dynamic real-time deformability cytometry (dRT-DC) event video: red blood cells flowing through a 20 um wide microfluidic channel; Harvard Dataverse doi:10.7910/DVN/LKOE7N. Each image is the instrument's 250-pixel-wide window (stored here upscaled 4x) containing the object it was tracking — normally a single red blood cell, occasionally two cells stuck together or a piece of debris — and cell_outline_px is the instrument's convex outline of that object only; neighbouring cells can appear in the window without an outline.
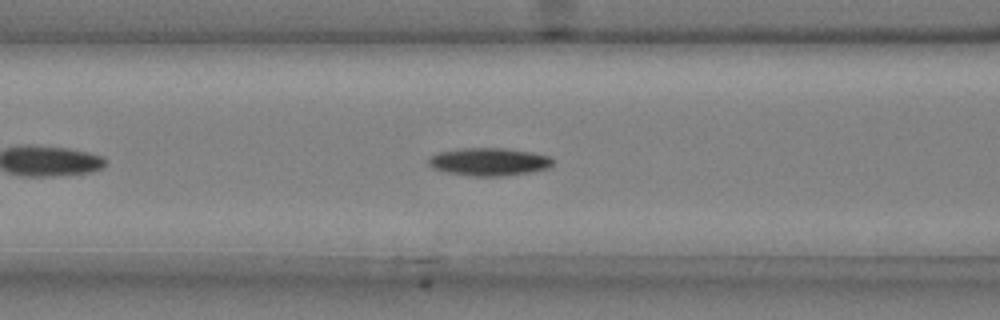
{"species": "common noctule bat (a hibernating species)", "species_latin": "Nyctalus noctula", "temperature_condition": "cold", "stored_images_in_passage": 34, "camera_frame_rate_fps": 3000, "um_per_image_px": 0.085, "animal": {"sex": "male", "body_mass_g": 20.4}, "frame": {"image": 1, "passage_image": 11, "time_ms": 3.333, "image_size_px": [1000, 320], "cell_outline_px": [[552, 164], [548, 168], [528, 172], [500, 176], [468, 176], [448, 172], [432, 168], [428, 164], [428, 160], [432, 156], [440, 152], [460, 148], [504, 148], [532, 152], [552, 156]], "centroid_in_image_um": [41.57, 13.74], "position_along_channel_um": 125.0, "area_um2": 20.06}}
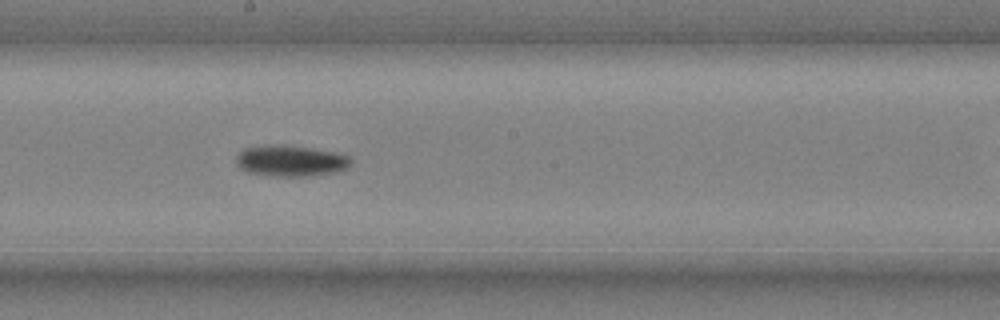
{"frame": {"image": 2, "passage_image": 19, "time_ms": 6.0, "image_size_px": [1000, 320], "cell_outline_px": [[352, 160], [344, 168], [336, 172], [308, 176], [276, 176], [248, 172], [240, 168], [236, 164], [236, 156], [244, 148], [264, 144], [284, 144], [312, 148], [336, 152], [348, 156]], "centroid_in_image_um": [24.66, 13.65], "position_along_channel_um": 223.5, "area_um2": 20.87}}
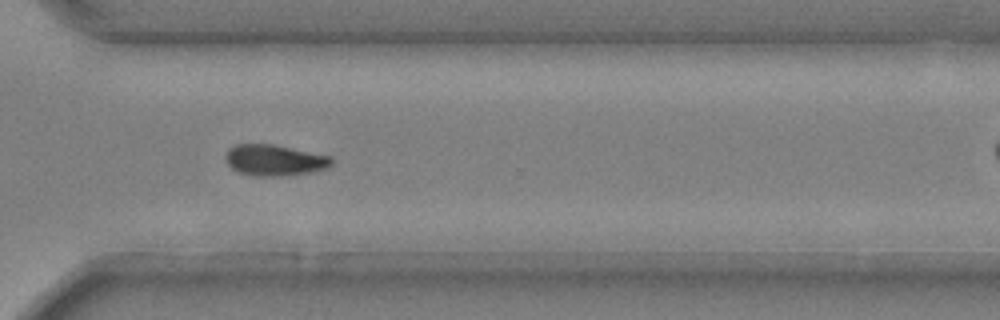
{"frame": {"image": 3, "passage_image": 29, "time_ms": 9.333, "image_size_px": [1000, 320], "cell_outline_px": [[332, 164], [328, 168], [308, 172], [276, 176], [256, 176], [236, 172], [228, 164], [224, 156], [228, 148], [236, 144], [272, 144], [332, 156]], "centroid_in_image_um": [23.3, 13.61], "position_along_channel_um": 347.3, "area_um2": 19.19}}